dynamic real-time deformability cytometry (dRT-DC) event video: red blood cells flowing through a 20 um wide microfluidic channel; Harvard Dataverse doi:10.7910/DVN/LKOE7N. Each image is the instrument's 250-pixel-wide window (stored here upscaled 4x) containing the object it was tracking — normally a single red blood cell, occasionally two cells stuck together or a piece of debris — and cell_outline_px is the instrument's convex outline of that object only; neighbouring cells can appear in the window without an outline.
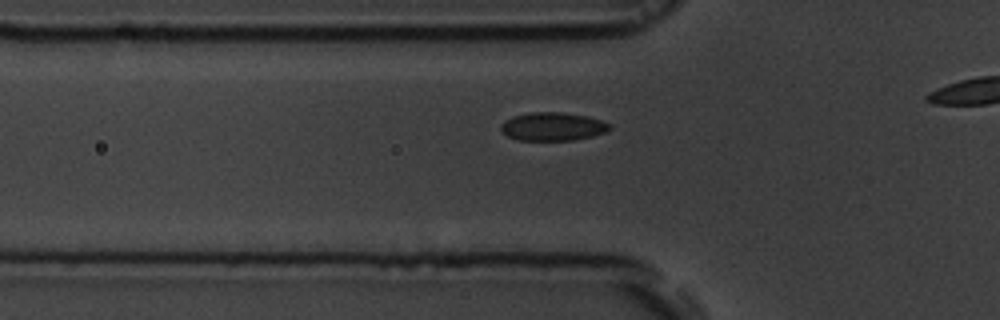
{"species": "common noctule bat (a hibernating species)", "species_latin": "Nyctalus noctula", "temperature_condition": "room temperature", "stored_images_in_passage": 33, "camera_frame_rate_fps": 3000, "um_per_image_px": 0.085, "animal": {"sex": "male", "body_mass_g": 19.5, "forearm_length_mm": 54.6}, "frame": {"image": 1, "passage_image": 14, "time_ms": 4.333, "image_size_px": [1000, 320], "cell_outline_px": [[612, 128], [604, 132], [592, 136], [576, 140], [516, 140], [508, 136], [500, 128], [500, 124], [504, 120], [512, 116], [532, 112], [560, 112], [588, 116], [612, 124]], "centroid_in_image_um": [46.98, 10.75], "position_along_channel_um": 78.8, "area_um2": 18.03}}
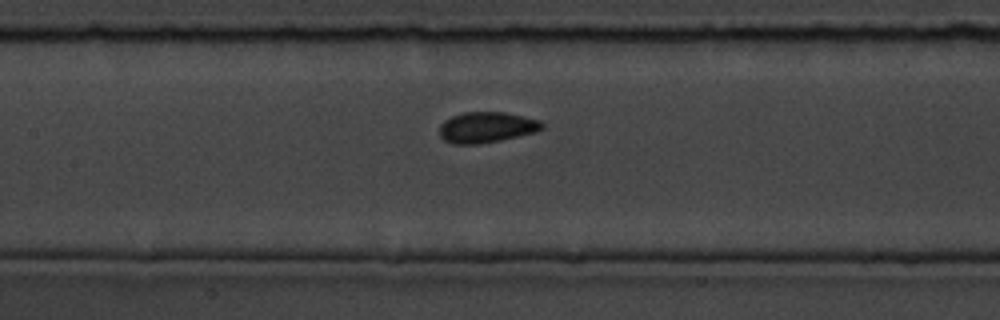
{"frame": {"image": 2, "passage_image": 21, "time_ms": 6.667, "image_size_px": [1000, 320], "cell_outline_px": [[544, 128], [536, 132], [500, 140], [480, 144], [452, 144], [444, 140], [440, 136], [440, 124], [444, 120], [452, 116], [464, 112], [504, 112], [540, 120], [544, 124]], "centroid_in_image_um": [41.35, 10.82], "position_along_channel_um": 166.0, "area_um2": 18.44}}
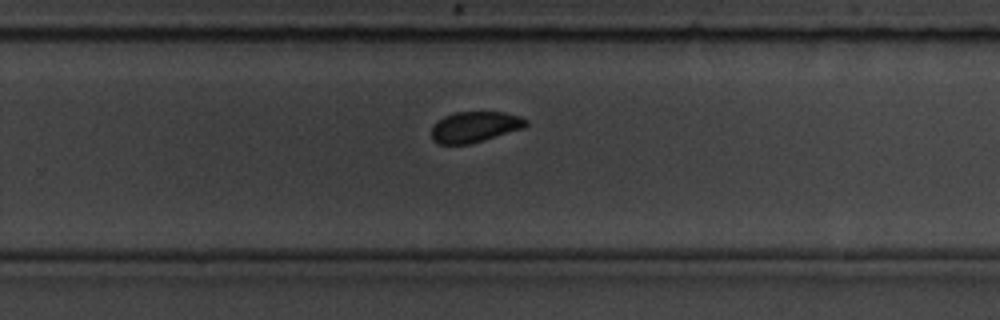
{"frame": {"image": 3, "passage_image": 31, "time_ms": 10.0, "image_size_px": [1000, 320], "cell_outline_px": [[528, 124], [524, 128], [484, 140], [468, 144], [440, 144], [432, 140], [432, 124], [436, 120], [444, 116], [456, 112], [504, 112], [520, 116], [528, 120]], "centroid_in_image_um": [40.35, 10.78], "position_along_channel_um": 289.4, "area_um2": 17.05}}